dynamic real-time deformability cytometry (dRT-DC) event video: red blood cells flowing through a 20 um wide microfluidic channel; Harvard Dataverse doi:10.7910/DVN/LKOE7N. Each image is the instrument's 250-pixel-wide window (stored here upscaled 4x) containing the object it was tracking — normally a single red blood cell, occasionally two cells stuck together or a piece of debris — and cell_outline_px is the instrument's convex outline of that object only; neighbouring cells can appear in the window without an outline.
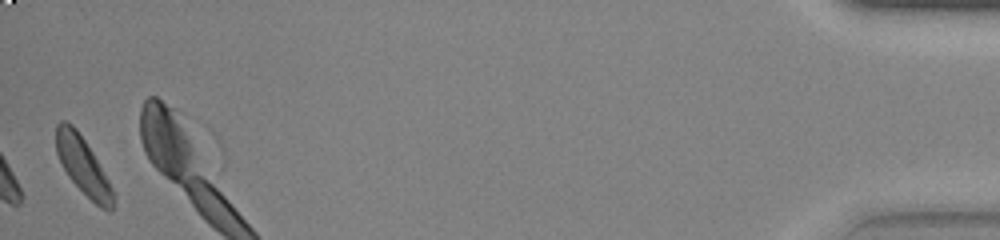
{"species": "common noctule bat (a hibernating species)", "species_latin": "Nyctalus noctula", "temperature_condition": "warm", "stored_images_in_passage": 38, "camera_frame_rate_fps": 3000, "um_per_image_px": 0.085, "animal": {"sex": "female", "body_mass_g": 23.0, "forearm_length_mm": 53.4}, "frame": {"image": 1, "passage_image": 38, "time_ms": 12.333, "image_size_px": [1000, 240], "cell_outline_px": [[112, 212], [108, 212], [100, 208], [68, 176], [56, 152], [56, 124], [60, 120], [64, 120], [72, 124], [76, 128], [92, 152], [108, 180], [112, 188]], "centroid_in_image_um": [7.02, 14.06], "position_along_channel_um": 428.2, "area_um2": 18.5}, "authors_computed_cell_mechanics": {"area_um2": 19.363, "velocity_mm_per_s": 3.8045, "shape_relaxation_time_tau1_ms": 6.1324, "shape_relaxation_time_tau2_ms": null, "deformation_change_tau1": 0.1678, "deformation_change_tau2": null}}